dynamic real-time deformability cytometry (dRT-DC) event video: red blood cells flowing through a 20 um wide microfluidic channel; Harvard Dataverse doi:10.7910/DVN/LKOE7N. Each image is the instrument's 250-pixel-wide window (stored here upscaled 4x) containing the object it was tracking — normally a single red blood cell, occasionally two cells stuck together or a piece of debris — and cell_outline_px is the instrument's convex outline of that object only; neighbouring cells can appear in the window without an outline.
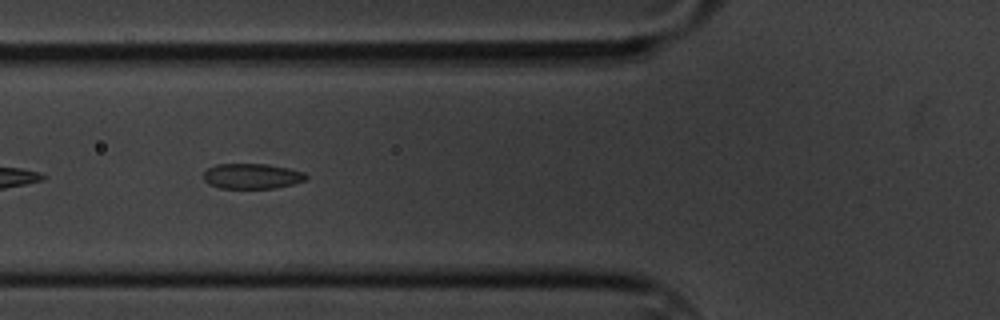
{"species": "common noctule bat (a hibernating species)", "species_latin": "Nyctalus noctula", "temperature_condition": "cold", "stored_images_in_passage": 43, "camera_frame_rate_fps": 3000, "um_per_image_px": 0.085, "animal": {"sex": "male", "body_mass_g": 20.1, "forearm_length_mm": 53.5}, "frame": {"image": 1, "passage_image": 6, "time_ms": 1.667, "image_size_px": [1000, 320], "cell_outline_px": [[308, 176], [304, 180], [292, 184], [276, 188], [220, 188], [208, 184], [204, 180], [204, 172], [208, 168], [216, 164], [268, 164], [288, 168], [304, 172]], "centroid_in_image_um": [21.4, 14.97], "position_along_channel_um": 104.4, "area_um2": 15.09}}
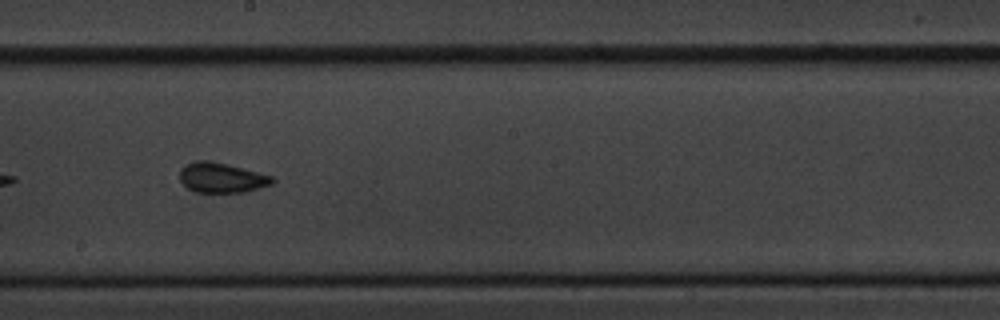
{"frame": {"image": 2, "passage_image": 17, "time_ms": 5.333, "image_size_px": [1000, 320], "cell_outline_px": [[276, 180], [272, 184], [244, 192], [196, 192], [188, 188], [180, 180], [180, 168], [196, 160], [208, 160], [228, 164], [272, 176]], "centroid_in_image_um": [18.84, 15.1], "position_along_channel_um": 229.4, "area_um2": 16.07}}
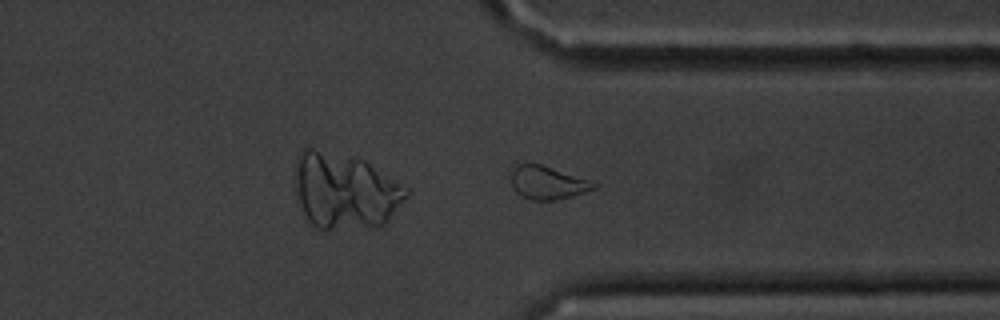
{"frame": {"image": 3, "passage_image": 29, "time_ms": 9.333, "image_size_px": [1000, 320], "cell_outline_px": [[600, 184], [596, 188], [572, 196], [556, 200], [532, 200], [520, 196], [512, 188], [512, 168], [516, 164], [524, 160], [540, 164]], "centroid_in_image_um": [46.48, 15.51], "position_along_channel_um": 364.9, "area_um2": 16.18}, "authors_computed_cell_mechanics": {"area_um2": 15.4904, "velocity_mm_per_s": 3.3931, "shape_relaxation_time_tau1_ms": 5.7218, "shape_relaxation_time_tau2_ms": 4.9868, "deformation_change_tau1": 0.1081, "deformation_change_tau2": 0.0926}}